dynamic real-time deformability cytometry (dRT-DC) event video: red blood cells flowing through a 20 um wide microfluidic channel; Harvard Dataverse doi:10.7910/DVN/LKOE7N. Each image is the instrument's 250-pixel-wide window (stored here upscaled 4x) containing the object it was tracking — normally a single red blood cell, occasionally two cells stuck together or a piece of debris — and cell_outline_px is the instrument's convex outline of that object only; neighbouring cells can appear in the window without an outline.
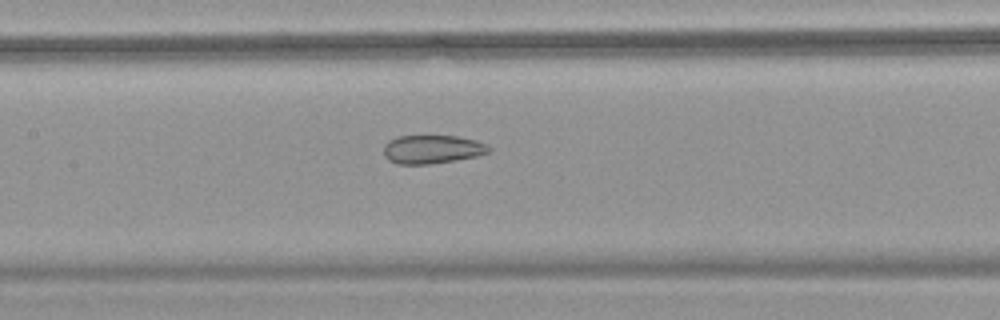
{"species": "common noctule bat (a hibernating species)", "species_latin": "Nyctalus noctula", "temperature_condition": "warm", "stored_images_in_passage": 42, "camera_frame_rate_fps": 3000, "um_per_image_px": 0.085, "animal": {"sex": "female", "body_mass_g": 18.4}, "frame": {"image": 1, "passage_image": 15, "time_ms": 4.667, "image_size_px": [1000, 320], "cell_outline_px": [[492, 152], [476, 156], [456, 160], [428, 164], [396, 164], [388, 160], [384, 156], [384, 144], [388, 140], [400, 136], [460, 136], [476, 140], [492, 148]], "centroid_in_image_um": [36.74, 12.69], "position_along_channel_um": 170.7, "area_um2": 17.63}}
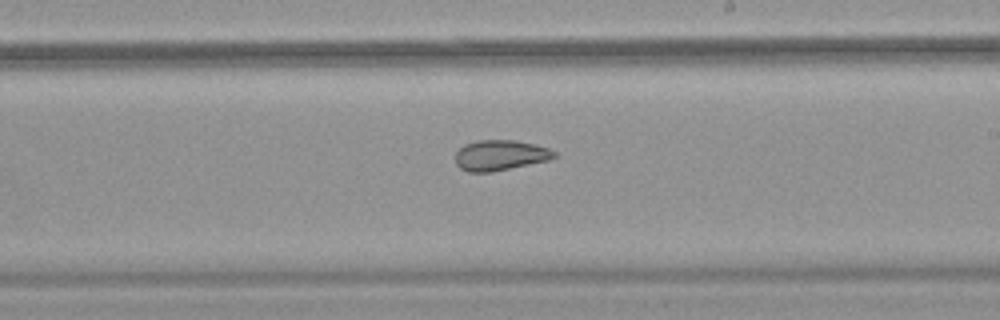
{"frame": {"image": 2, "passage_image": 21, "time_ms": 6.667, "image_size_px": [1000, 320], "cell_outline_px": [[556, 156], [548, 160], [492, 172], [468, 172], [460, 168], [456, 164], [456, 152], [464, 144], [476, 140], [516, 140], [536, 144], [548, 148], [556, 152]], "centroid_in_image_um": [42.5, 13.19], "position_along_channel_um": 246.5, "area_um2": 17.57}}
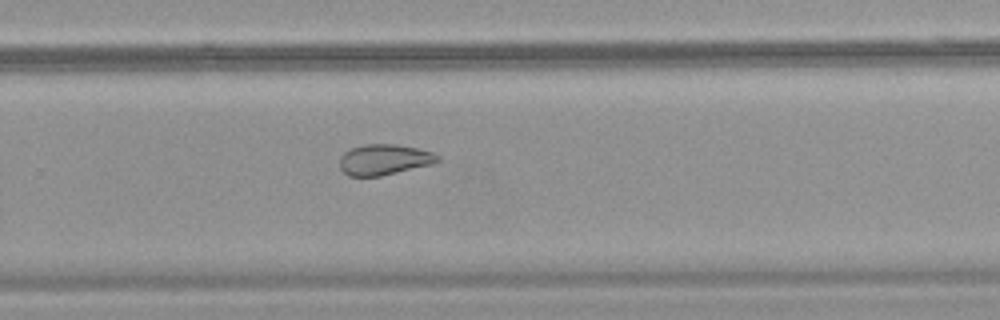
{"frame": {"image": 3, "passage_image": 25, "time_ms": 8.0, "image_size_px": [1000, 320], "cell_outline_px": [[440, 160], [432, 164], [380, 176], [348, 176], [340, 168], [340, 156], [344, 152], [352, 148], [364, 144], [396, 144], [416, 148], [432, 152], [440, 156]], "centroid_in_image_um": [32.64, 13.56], "position_along_channel_um": 297.2, "area_um2": 17.46}, "authors_computed_cell_mechanics": {"area_um2": 20.5479, "velocity_mm_per_s": 3.8188, "shape_relaxation_time_tau1_ms": null, "shape_relaxation_time_tau2_ms": 2.0193, "deformation_change_tau1": null, "deformation_change_tau2": 0.0747}}